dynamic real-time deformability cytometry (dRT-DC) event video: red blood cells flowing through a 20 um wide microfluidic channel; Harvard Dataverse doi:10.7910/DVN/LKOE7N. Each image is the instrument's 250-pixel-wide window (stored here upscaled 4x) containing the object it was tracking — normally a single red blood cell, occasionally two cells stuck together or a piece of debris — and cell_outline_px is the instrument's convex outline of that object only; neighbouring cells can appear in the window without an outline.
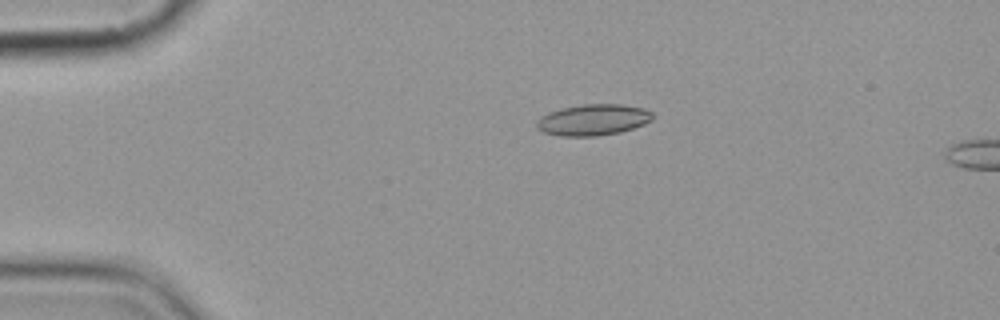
{"species": "common noctule bat (a hibernating species)", "species_latin": "Nyctalus noctula", "temperature_condition": "cold", "stored_images_in_passage": 5, "camera_frame_rate_fps": 3000, "um_per_image_px": 0.085, "animal": {"sex": "female", "body_mass_g": 19.9}, "frame": {"image": 1, "passage_image": 4, "time_ms": 3.667, "image_size_px": [1000, 320], "cell_outline_px": [[652, 120], [644, 124], [620, 132], [596, 136], [560, 136], [544, 132], [536, 128], [536, 120], [540, 116], [548, 112], [564, 108], [584, 104], [624, 104], [644, 108], [652, 112]], "centroid_in_image_um": [50.4, 10.18], "position_along_channel_um": 34.6, "area_um2": 21.1}}